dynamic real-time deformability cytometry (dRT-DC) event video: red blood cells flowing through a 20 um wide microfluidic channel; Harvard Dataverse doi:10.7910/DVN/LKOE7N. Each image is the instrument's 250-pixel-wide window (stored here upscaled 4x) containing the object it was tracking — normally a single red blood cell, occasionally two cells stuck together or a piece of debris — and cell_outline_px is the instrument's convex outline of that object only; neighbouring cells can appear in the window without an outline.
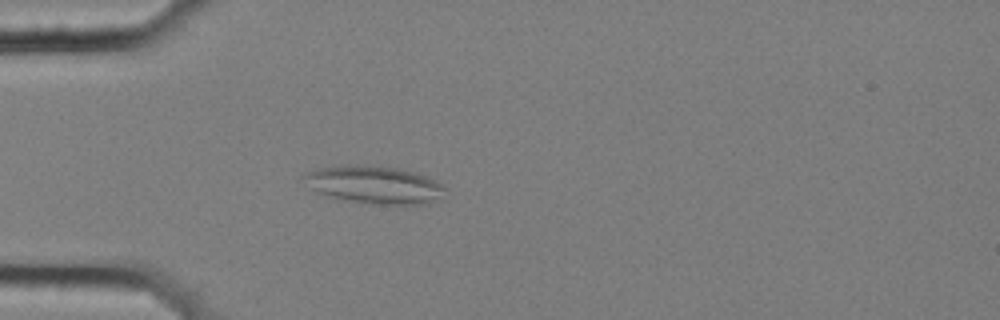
{"species": "common noctule bat (a hibernating species)", "species_latin": "Nyctalus noctula", "temperature_condition": "cold", "stored_images_in_passage": 6, "camera_frame_rate_fps": 3000, "um_per_image_px": 0.085, "animal": {"sex": "female", "body_mass_g": 25.1}, "frame": {"image": 1, "passage_image": 5, "time_ms": 1.333, "image_size_px": [1000, 320], "cell_outline_px": [[444, 188], [440, 200], [428, 204], [372, 204], [344, 200], [316, 192], [300, 176], [304, 172], [320, 168], [344, 164], [356, 164], [400, 168], [416, 172], [440, 184]], "centroid_in_image_um": [31.78, 15.69], "position_along_channel_um": 53.2, "area_um2": 31.1}}